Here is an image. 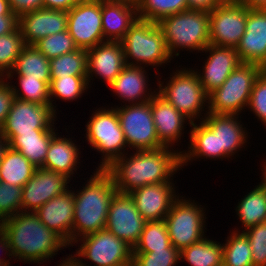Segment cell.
<instances>
[{
    "mask_svg": "<svg viewBox=\"0 0 266 266\" xmlns=\"http://www.w3.org/2000/svg\"><path fill=\"white\" fill-rule=\"evenodd\" d=\"M1 15H15L10 9L8 0H0V16Z\"/></svg>",
    "mask_w": 266,
    "mask_h": 266,
    "instance_id": "11a10c76",
    "label": "cell"
},
{
    "mask_svg": "<svg viewBox=\"0 0 266 266\" xmlns=\"http://www.w3.org/2000/svg\"><path fill=\"white\" fill-rule=\"evenodd\" d=\"M263 70L259 64L241 63L219 88L208 94L206 112L239 115L248 106L254 83Z\"/></svg>",
    "mask_w": 266,
    "mask_h": 266,
    "instance_id": "8992f818",
    "label": "cell"
},
{
    "mask_svg": "<svg viewBox=\"0 0 266 266\" xmlns=\"http://www.w3.org/2000/svg\"><path fill=\"white\" fill-rule=\"evenodd\" d=\"M169 148L136 150L130 158L123 155L116 159L105 170L111 175L117 192L130 194L148 184L171 182L170 178L181 168L182 152Z\"/></svg>",
    "mask_w": 266,
    "mask_h": 266,
    "instance_id": "6da1fadb",
    "label": "cell"
},
{
    "mask_svg": "<svg viewBox=\"0 0 266 266\" xmlns=\"http://www.w3.org/2000/svg\"><path fill=\"white\" fill-rule=\"evenodd\" d=\"M78 155L79 149L70 138L58 137L55 134L51 139L42 168L70 178L75 169L77 170V164L80 163Z\"/></svg>",
    "mask_w": 266,
    "mask_h": 266,
    "instance_id": "83f0119b",
    "label": "cell"
},
{
    "mask_svg": "<svg viewBox=\"0 0 266 266\" xmlns=\"http://www.w3.org/2000/svg\"><path fill=\"white\" fill-rule=\"evenodd\" d=\"M171 76L166 86L158 83L157 93L187 117L191 124L195 118L200 117L202 109L204 111V107L208 106V94L204 91L195 69L176 70Z\"/></svg>",
    "mask_w": 266,
    "mask_h": 266,
    "instance_id": "ba28073f",
    "label": "cell"
},
{
    "mask_svg": "<svg viewBox=\"0 0 266 266\" xmlns=\"http://www.w3.org/2000/svg\"><path fill=\"white\" fill-rule=\"evenodd\" d=\"M66 260L62 261L59 266H83L82 263L80 262V258H76V256H71L70 255L65 258Z\"/></svg>",
    "mask_w": 266,
    "mask_h": 266,
    "instance_id": "db71d44e",
    "label": "cell"
},
{
    "mask_svg": "<svg viewBox=\"0 0 266 266\" xmlns=\"http://www.w3.org/2000/svg\"><path fill=\"white\" fill-rule=\"evenodd\" d=\"M237 215L245 230L266 221V191L259 184L242 198L237 208Z\"/></svg>",
    "mask_w": 266,
    "mask_h": 266,
    "instance_id": "d6a6232c",
    "label": "cell"
},
{
    "mask_svg": "<svg viewBox=\"0 0 266 266\" xmlns=\"http://www.w3.org/2000/svg\"><path fill=\"white\" fill-rule=\"evenodd\" d=\"M34 46L49 60L79 49L68 30L49 35L37 41Z\"/></svg>",
    "mask_w": 266,
    "mask_h": 266,
    "instance_id": "60d3db41",
    "label": "cell"
},
{
    "mask_svg": "<svg viewBox=\"0 0 266 266\" xmlns=\"http://www.w3.org/2000/svg\"><path fill=\"white\" fill-rule=\"evenodd\" d=\"M80 0H43V8L69 11Z\"/></svg>",
    "mask_w": 266,
    "mask_h": 266,
    "instance_id": "f907efd6",
    "label": "cell"
},
{
    "mask_svg": "<svg viewBox=\"0 0 266 266\" xmlns=\"http://www.w3.org/2000/svg\"><path fill=\"white\" fill-rule=\"evenodd\" d=\"M18 80L22 92L20 89L16 88V86L12 85L11 87L15 98L41 105H51L49 94L50 81H41L28 78L24 75H18Z\"/></svg>",
    "mask_w": 266,
    "mask_h": 266,
    "instance_id": "ab89813d",
    "label": "cell"
},
{
    "mask_svg": "<svg viewBox=\"0 0 266 266\" xmlns=\"http://www.w3.org/2000/svg\"><path fill=\"white\" fill-rule=\"evenodd\" d=\"M0 249L3 250V251H6V254L8 256H11L9 258L13 257V255L11 253V249H10V245H9L8 239H7L6 235L3 233V231L1 229H0ZM7 250H8V253H7ZM0 261H6V260L5 259L3 260V258H2V259H0Z\"/></svg>",
    "mask_w": 266,
    "mask_h": 266,
    "instance_id": "f5cc1de1",
    "label": "cell"
},
{
    "mask_svg": "<svg viewBox=\"0 0 266 266\" xmlns=\"http://www.w3.org/2000/svg\"><path fill=\"white\" fill-rule=\"evenodd\" d=\"M67 19L68 11L42 8L18 17V27L26 45H34L49 35L67 30Z\"/></svg>",
    "mask_w": 266,
    "mask_h": 266,
    "instance_id": "d6986e66",
    "label": "cell"
},
{
    "mask_svg": "<svg viewBox=\"0 0 266 266\" xmlns=\"http://www.w3.org/2000/svg\"><path fill=\"white\" fill-rule=\"evenodd\" d=\"M10 9L17 17L43 8V0H8Z\"/></svg>",
    "mask_w": 266,
    "mask_h": 266,
    "instance_id": "7dc6e473",
    "label": "cell"
},
{
    "mask_svg": "<svg viewBox=\"0 0 266 266\" xmlns=\"http://www.w3.org/2000/svg\"><path fill=\"white\" fill-rule=\"evenodd\" d=\"M9 264H10L9 260H7V261H0V266H10Z\"/></svg>",
    "mask_w": 266,
    "mask_h": 266,
    "instance_id": "680465c9",
    "label": "cell"
},
{
    "mask_svg": "<svg viewBox=\"0 0 266 266\" xmlns=\"http://www.w3.org/2000/svg\"><path fill=\"white\" fill-rule=\"evenodd\" d=\"M82 190L74 191L72 243L106 227L109 206L117 189L111 175L97 169Z\"/></svg>",
    "mask_w": 266,
    "mask_h": 266,
    "instance_id": "3957f363",
    "label": "cell"
},
{
    "mask_svg": "<svg viewBox=\"0 0 266 266\" xmlns=\"http://www.w3.org/2000/svg\"><path fill=\"white\" fill-rule=\"evenodd\" d=\"M121 129L128 147L154 150L164 147L157 137L151 110V100L145 103L116 107Z\"/></svg>",
    "mask_w": 266,
    "mask_h": 266,
    "instance_id": "8fae6325",
    "label": "cell"
},
{
    "mask_svg": "<svg viewBox=\"0 0 266 266\" xmlns=\"http://www.w3.org/2000/svg\"><path fill=\"white\" fill-rule=\"evenodd\" d=\"M69 182L64 174L36 168L33 176L22 187V211L35 212L55 196L68 191Z\"/></svg>",
    "mask_w": 266,
    "mask_h": 266,
    "instance_id": "2e32d148",
    "label": "cell"
},
{
    "mask_svg": "<svg viewBox=\"0 0 266 266\" xmlns=\"http://www.w3.org/2000/svg\"><path fill=\"white\" fill-rule=\"evenodd\" d=\"M56 113L51 105L23 101L15 98L0 128V134H27L34 131H55ZM53 124V125H52Z\"/></svg>",
    "mask_w": 266,
    "mask_h": 266,
    "instance_id": "5bb4252c",
    "label": "cell"
},
{
    "mask_svg": "<svg viewBox=\"0 0 266 266\" xmlns=\"http://www.w3.org/2000/svg\"><path fill=\"white\" fill-rule=\"evenodd\" d=\"M206 114L202 121L217 134L218 151H222V159L230 158L246 143L247 131L242 128L236 114Z\"/></svg>",
    "mask_w": 266,
    "mask_h": 266,
    "instance_id": "cb8c5ba5",
    "label": "cell"
},
{
    "mask_svg": "<svg viewBox=\"0 0 266 266\" xmlns=\"http://www.w3.org/2000/svg\"><path fill=\"white\" fill-rule=\"evenodd\" d=\"M8 147H9V142L2 135H0V162L4 157V154L8 149Z\"/></svg>",
    "mask_w": 266,
    "mask_h": 266,
    "instance_id": "9f6ffc18",
    "label": "cell"
},
{
    "mask_svg": "<svg viewBox=\"0 0 266 266\" xmlns=\"http://www.w3.org/2000/svg\"><path fill=\"white\" fill-rule=\"evenodd\" d=\"M119 1H128L134 4H137L139 2V0H119Z\"/></svg>",
    "mask_w": 266,
    "mask_h": 266,
    "instance_id": "91938a15",
    "label": "cell"
},
{
    "mask_svg": "<svg viewBox=\"0 0 266 266\" xmlns=\"http://www.w3.org/2000/svg\"><path fill=\"white\" fill-rule=\"evenodd\" d=\"M87 76H67V77H58L51 78L49 83V94L51 100V107L54 112L56 106L53 105L52 98H60L65 100H74L80 98L82 94L88 88Z\"/></svg>",
    "mask_w": 266,
    "mask_h": 266,
    "instance_id": "74e56055",
    "label": "cell"
},
{
    "mask_svg": "<svg viewBox=\"0 0 266 266\" xmlns=\"http://www.w3.org/2000/svg\"><path fill=\"white\" fill-rule=\"evenodd\" d=\"M14 73L41 81H50V61L34 45H26L16 59L13 69L6 75L7 79L13 77Z\"/></svg>",
    "mask_w": 266,
    "mask_h": 266,
    "instance_id": "f546056e",
    "label": "cell"
},
{
    "mask_svg": "<svg viewBox=\"0 0 266 266\" xmlns=\"http://www.w3.org/2000/svg\"><path fill=\"white\" fill-rule=\"evenodd\" d=\"M126 66L123 47L120 42L105 41L87 50V82L90 78L99 76L108 86Z\"/></svg>",
    "mask_w": 266,
    "mask_h": 266,
    "instance_id": "44dd1931",
    "label": "cell"
},
{
    "mask_svg": "<svg viewBox=\"0 0 266 266\" xmlns=\"http://www.w3.org/2000/svg\"><path fill=\"white\" fill-rule=\"evenodd\" d=\"M18 28V17L16 15L0 16V36L11 33Z\"/></svg>",
    "mask_w": 266,
    "mask_h": 266,
    "instance_id": "681fc988",
    "label": "cell"
},
{
    "mask_svg": "<svg viewBox=\"0 0 266 266\" xmlns=\"http://www.w3.org/2000/svg\"><path fill=\"white\" fill-rule=\"evenodd\" d=\"M220 0H187L188 9L210 13L214 8L219 6Z\"/></svg>",
    "mask_w": 266,
    "mask_h": 266,
    "instance_id": "c3c4849f",
    "label": "cell"
},
{
    "mask_svg": "<svg viewBox=\"0 0 266 266\" xmlns=\"http://www.w3.org/2000/svg\"><path fill=\"white\" fill-rule=\"evenodd\" d=\"M222 256L223 244L205 237L180 251V260L191 266H218L223 262Z\"/></svg>",
    "mask_w": 266,
    "mask_h": 266,
    "instance_id": "1f68e13d",
    "label": "cell"
},
{
    "mask_svg": "<svg viewBox=\"0 0 266 266\" xmlns=\"http://www.w3.org/2000/svg\"><path fill=\"white\" fill-rule=\"evenodd\" d=\"M178 261H180V251L171 244L166 249L133 253L131 266H176Z\"/></svg>",
    "mask_w": 266,
    "mask_h": 266,
    "instance_id": "b9f144b4",
    "label": "cell"
},
{
    "mask_svg": "<svg viewBox=\"0 0 266 266\" xmlns=\"http://www.w3.org/2000/svg\"><path fill=\"white\" fill-rule=\"evenodd\" d=\"M248 108L266 126V69L261 72L254 83Z\"/></svg>",
    "mask_w": 266,
    "mask_h": 266,
    "instance_id": "f6af8a7d",
    "label": "cell"
},
{
    "mask_svg": "<svg viewBox=\"0 0 266 266\" xmlns=\"http://www.w3.org/2000/svg\"><path fill=\"white\" fill-rule=\"evenodd\" d=\"M242 63L266 69V10L247 8L245 34L235 48Z\"/></svg>",
    "mask_w": 266,
    "mask_h": 266,
    "instance_id": "e0dca14e",
    "label": "cell"
},
{
    "mask_svg": "<svg viewBox=\"0 0 266 266\" xmlns=\"http://www.w3.org/2000/svg\"><path fill=\"white\" fill-rule=\"evenodd\" d=\"M221 2H240L241 0H220Z\"/></svg>",
    "mask_w": 266,
    "mask_h": 266,
    "instance_id": "94428289",
    "label": "cell"
},
{
    "mask_svg": "<svg viewBox=\"0 0 266 266\" xmlns=\"http://www.w3.org/2000/svg\"><path fill=\"white\" fill-rule=\"evenodd\" d=\"M240 2L249 9L266 10V0H241Z\"/></svg>",
    "mask_w": 266,
    "mask_h": 266,
    "instance_id": "816d5d0a",
    "label": "cell"
},
{
    "mask_svg": "<svg viewBox=\"0 0 266 266\" xmlns=\"http://www.w3.org/2000/svg\"><path fill=\"white\" fill-rule=\"evenodd\" d=\"M145 224L146 220L136 209L130 194L116 192L109 206L105 228L134 248Z\"/></svg>",
    "mask_w": 266,
    "mask_h": 266,
    "instance_id": "9a60e30c",
    "label": "cell"
},
{
    "mask_svg": "<svg viewBox=\"0 0 266 266\" xmlns=\"http://www.w3.org/2000/svg\"><path fill=\"white\" fill-rule=\"evenodd\" d=\"M199 126L196 123H191L190 131V150L181 153V167L194 159L206 156L207 158L222 159V151H218L217 134L214 133L203 121H200ZM200 156V157H199Z\"/></svg>",
    "mask_w": 266,
    "mask_h": 266,
    "instance_id": "f1b7e54d",
    "label": "cell"
},
{
    "mask_svg": "<svg viewBox=\"0 0 266 266\" xmlns=\"http://www.w3.org/2000/svg\"><path fill=\"white\" fill-rule=\"evenodd\" d=\"M242 232L250 243L253 266H266V221Z\"/></svg>",
    "mask_w": 266,
    "mask_h": 266,
    "instance_id": "ee69618b",
    "label": "cell"
},
{
    "mask_svg": "<svg viewBox=\"0 0 266 266\" xmlns=\"http://www.w3.org/2000/svg\"><path fill=\"white\" fill-rule=\"evenodd\" d=\"M79 239L83 242L74 256L85 257L94 266H131L133 247L106 228ZM83 266H89L84 264Z\"/></svg>",
    "mask_w": 266,
    "mask_h": 266,
    "instance_id": "30bf717a",
    "label": "cell"
},
{
    "mask_svg": "<svg viewBox=\"0 0 266 266\" xmlns=\"http://www.w3.org/2000/svg\"><path fill=\"white\" fill-rule=\"evenodd\" d=\"M40 221L72 245L74 217V192L71 190L55 196L34 212Z\"/></svg>",
    "mask_w": 266,
    "mask_h": 266,
    "instance_id": "7402d4cb",
    "label": "cell"
},
{
    "mask_svg": "<svg viewBox=\"0 0 266 266\" xmlns=\"http://www.w3.org/2000/svg\"><path fill=\"white\" fill-rule=\"evenodd\" d=\"M22 211V188L0 182V223Z\"/></svg>",
    "mask_w": 266,
    "mask_h": 266,
    "instance_id": "7bdbcfd3",
    "label": "cell"
},
{
    "mask_svg": "<svg viewBox=\"0 0 266 266\" xmlns=\"http://www.w3.org/2000/svg\"><path fill=\"white\" fill-rule=\"evenodd\" d=\"M246 21L247 7L241 2H222L209 13L210 44L236 48Z\"/></svg>",
    "mask_w": 266,
    "mask_h": 266,
    "instance_id": "7c38bea8",
    "label": "cell"
},
{
    "mask_svg": "<svg viewBox=\"0 0 266 266\" xmlns=\"http://www.w3.org/2000/svg\"><path fill=\"white\" fill-rule=\"evenodd\" d=\"M50 61L51 78L67 76H87V50L79 48L68 54L52 58Z\"/></svg>",
    "mask_w": 266,
    "mask_h": 266,
    "instance_id": "e575fe53",
    "label": "cell"
},
{
    "mask_svg": "<svg viewBox=\"0 0 266 266\" xmlns=\"http://www.w3.org/2000/svg\"><path fill=\"white\" fill-rule=\"evenodd\" d=\"M264 167V172H262L263 173V180L261 181V186L265 189V191H266V166H263Z\"/></svg>",
    "mask_w": 266,
    "mask_h": 266,
    "instance_id": "6f0895ef",
    "label": "cell"
},
{
    "mask_svg": "<svg viewBox=\"0 0 266 266\" xmlns=\"http://www.w3.org/2000/svg\"><path fill=\"white\" fill-rule=\"evenodd\" d=\"M171 182L148 184L130 193L136 209L146 221L163 220L177 199Z\"/></svg>",
    "mask_w": 266,
    "mask_h": 266,
    "instance_id": "ac0fdd59",
    "label": "cell"
},
{
    "mask_svg": "<svg viewBox=\"0 0 266 266\" xmlns=\"http://www.w3.org/2000/svg\"><path fill=\"white\" fill-rule=\"evenodd\" d=\"M120 43L123 47L126 65L159 66L170 62L173 58L156 22L137 19ZM129 59H133L136 64L133 61L130 62Z\"/></svg>",
    "mask_w": 266,
    "mask_h": 266,
    "instance_id": "5b68a950",
    "label": "cell"
},
{
    "mask_svg": "<svg viewBox=\"0 0 266 266\" xmlns=\"http://www.w3.org/2000/svg\"><path fill=\"white\" fill-rule=\"evenodd\" d=\"M101 16L104 40L120 42L138 19L137 5L128 1L101 0Z\"/></svg>",
    "mask_w": 266,
    "mask_h": 266,
    "instance_id": "603a6c76",
    "label": "cell"
},
{
    "mask_svg": "<svg viewBox=\"0 0 266 266\" xmlns=\"http://www.w3.org/2000/svg\"><path fill=\"white\" fill-rule=\"evenodd\" d=\"M136 5L138 19L156 23L188 9L187 0H139Z\"/></svg>",
    "mask_w": 266,
    "mask_h": 266,
    "instance_id": "836d02e7",
    "label": "cell"
},
{
    "mask_svg": "<svg viewBox=\"0 0 266 266\" xmlns=\"http://www.w3.org/2000/svg\"><path fill=\"white\" fill-rule=\"evenodd\" d=\"M154 92L156 94L151 99V110L157 130V137L164 147L171 148L172 144H175L178 139L180 140L187 117L181 114L156 91Z\"/></svg>",
    "mask_w": 266,
    "mask_h": 266,
    "instance_id": "d4e9b609",
    "label": "cell"
},
{
    "mask_svg": "<svg viewBox=\"0 0 266 266\" xmlns=\"http://www.w3.org/2000/svg\"><path fill=\"white\" fill-rule=\"evenodd\" d=\"M223 245V263L226 266H253L250 243L240 231H233Z\"/></svg>",
    "mask_w": 266,
    "mask_h": 266,
    "instance_id": "8d00e7d4",
    "label": "cell"
},
{
    "mask_svg": "<svg viewBox=\"0 0 266 266\" xmlns=\"http://www.w3.org/2000/svg\"><path fill=\"white\" fill-rule=\"evenodd\" d=\"M95 111L86 125V138L94 149L103 153L98 169L105 170L116 159L125 155L121 151L126 148L127 143L116 109L101 108Z\"/></svg>",
    "mask_w": 266,
    "mask_h": 266,
    "instance_id": "52a82bcc",
    "label": "cell"
},
{
    "mask_svg": "<svg viewBox=\"0 0 266 266\" xmlns=\"http://www.w3.org/2000/svg\"><path fill=\"white\" fill-rule=\"evenodd\" d=\"M157 24L172 57L178 48L203 52L210 44L208 12L187 9L162 18Z\"/></svg>",
    "mask_w": 266,
    "mask_h": 266,
    "instance_id": "277c9868",
    "label": "cell"
},
{
    "mask_svg": "<svg viewBox=\"0 0 266 266\" xmlns=\"http://www.w3.org/2000/svg\"><path fill=\"white\" fill-rule=\"evenodd\" d=\"M200 206L177 196L164 218L170 242L179 251L204 238L206 217Z\"/></svg>",
    "mask_w": 266,
    "mask_h": 266,
    "instance_id": "9c48e42d",
    "label": "cell"
},
{
    "mask_svg": "<svg viewBox=\"0 0 266 266\" xmlns=\"http://www.w3.org/2000/svg\"><path fill=\"white\" fill-rule=\"evenodd\" d=\"M3 79H0V128L4 124L15 99L10 82L5 83Z\"/></svg>",
    "mask_w": 266,
    "mask_h": 266,
    "instance_id": "bcb514c9",
    "label": "cell"
},
{
    "mask_svg": "<svg viewBox=\"0 0 266 266\" xmlns=\"http://www.w3.org/2000/svg\"><path fill=\"white\" fill-rule=\"evenodd\" d=\"M170 245L165 220L146 221L139 242L133 248V253H149L154 250L166 249Z\"/></svg>",
    "mask_w": 266,
    "mask_h": 266,
    "instance_id": "d590c367",
    "label": "cell"
},
{
    "mask_svg": "<svg viewBox=\"0 0 266 266\" xmlns=\"http://www.w3.org/2000/svg\"><path fill=\"white\" fill-rule=\"evenodd\" d=\"M25 46L19 27L11 33L0 36V76L2 78L13 69L16 59Z\"/></svg>",
    "mask_w": 266,
    "mask_h": 266,
    "instance_id": "f35d334b",
    "label": "cell"
},
{
    "mask_svg": "<svg viewBox=\"0 0 266 266\" xmlns=\"http://www.w3.org/2000/svg\"><path fill=\"white\" fill-rule=\"evenodd\" d=\"M145 72L143 66L126 65L109 86L120 99L132 101V104L148 102L155 94L147 93V90H150L146 84L149 78Z\"/></svg>",
    "mask_w": 266,
    "mask_h": 266,
    "instance_id": "484cf974",
    "label": "cell"
},
{
    "mask_svg": "<svg viewBox=\"0 0 266 266\" xmlns=\"http://www.w3.org/2000/svg\"><path fill=\"white\" fill-rule=\"evenodd\" d=\"M55 131H34L27 134H0L8 142L9 147L20 152L34 166L42 168Z\"/></svg>",
    "mask_w": 266,
    "mask_h": 266,
    "instance_id": "4316f807",
    "label": "cell"
},
{
    "mask_svg": "<svg viewBox=\"0 0 266 266\" xmlns=\"http://www.w3.org/2000/svg\"><path fill=\"white\" fill-rule=\"evenodd\" d=\"M36 168L20 152L8 147L0 162V182L22 188Z\"/></svg>",
    "mask_w": 266,
    "mask_h": 266,
    "instance_id": "4dcf8cb0",
    "label": "cell"
},
{
    "mask_svg": "<svg viewBox=\"0 0 266 266\" xmlns=\"http://www.w3.org/2000/svg\"><path fill=\"white\" fill-rule=\"evenodd\" d=\"M203 51H209L210 55L203 66L202 75L198 71L196 72L204 91L210 94L213 90L219 88L242 62L234 47L209 44Z\"/></svg>",
    "mask_w": 266,
    "mask_h": 266,
    "instance_id": "ffe728a7",
    "label": "cell"
},
{
    "mask_svg": "<svg viewBox=\"0 0 266 266\" xmlns=\"http://www.w3.org/2000/svg\"><path fill=\"white\" fill-rule=\"evenodd\" d=\"M67 30L78 48L105 42L102 30L101 0H80L68 11Z\"/></svg>",
    "mask_w": 266,
    "mask_h": 266,
    "instance_id": "4fadbf2b",
    "label": "cell"
},
{
    "mask_svg": "<svg viewBox=\"0 0 266 266\" xmlns=\"http://www.w3.org/2000/svg\"><path fill=\"white\" fill-rule=\"evenodd\" d=\"M13 257L25 262L41 263L69 246L56 232L48 229L34 212L20 211L0 223ZM40 261V262H39Z\"/></svg>",
    "mask_w": 266,
    "mask_h": 266,
    "instance_id": "7a4b0ae2",
    "label": "cell"
},
{
    "mask_svg": "<svg viewBox=\"0 0 266 266\" xmlns=\"http://www.w3.org/2000/svg\"><path fill=\"white\" fill-rule=\"evenodd\" d=\"M218 266H226L223 262L220 264V265H218Z\"/></svg>",
    "mask_w": 266,
    "mask_h": 266,
    "instance_id": "6125c7cd",
    "label": "cell"
}]
</instances>
